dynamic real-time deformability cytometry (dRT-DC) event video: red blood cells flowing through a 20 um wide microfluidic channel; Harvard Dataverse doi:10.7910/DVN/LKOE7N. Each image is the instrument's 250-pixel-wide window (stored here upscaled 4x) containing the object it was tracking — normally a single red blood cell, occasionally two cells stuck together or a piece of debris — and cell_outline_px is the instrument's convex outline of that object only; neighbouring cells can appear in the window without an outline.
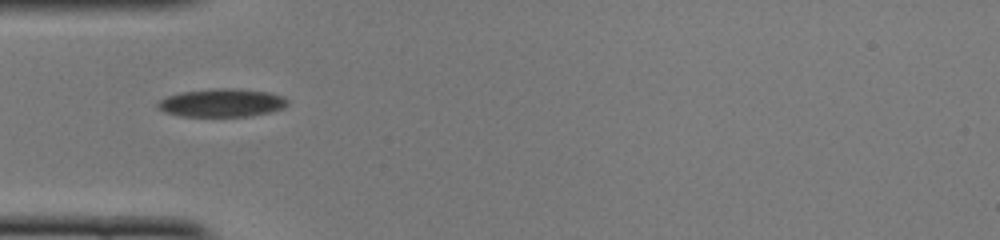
{"species": "common noctule bat (a hibernating species)", "species_latin": "Nyctalus noctula", "temperature_condition": "cold", "stored_images_in_passage": 39, "camera_frame_rate_fps": 3000, "um_per_image_px": 0.085, "animal": {"sex": "female", "body_mass_g": 22.0, "forearm_length_mm": 56.7}, "frame": {"image": 1, "passage_image": 1, "time_ms": 0.0, "image_size_px": [1000, 240], "cell_outline_px": [[288, 104], [284, 108], [252, 116], [180, 116], [164, 112], [156, 108], [156, 104], [160, 100], [168, 96], [180, 92], [216, 88], [232, 88], [268, 92], [280, 96], [288, 100]], "centroid_in_image_um": [18.82, 8.74], "position_along_channel_um": 66.2, "area_um2": 21.27}}
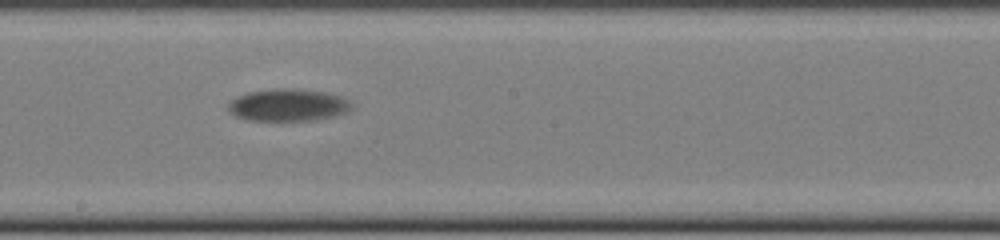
{"frame": {"image": 2, "passage_image": 14, "time_ms": 4.333, "image_size_px": [1000, 240], "cell_outline_px": [[352, 108], [348, 112], [332, 116], [312, 120], [248, 120], [236, 116], [228, 108], [228, 104], [232, 100], [248, 92], [276, 88], [292, 88], [324, 92], [344, 96], [352, 104]], "centroid_in_image_um": [24.53, 8.92], "position_along_channel_um": 223.7, "area_um2": 23.0}}
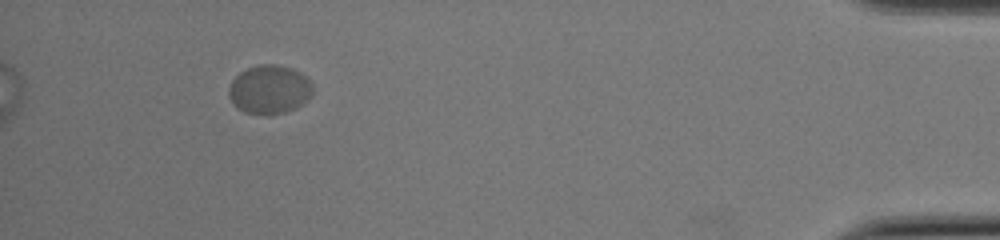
{"frame": {"image": 3, "passage_image": 35, "time_ms": 11.333, "image_size_px": [1000, 240], "cell_outline_px": [[312, 96], [308, 100], [296, 108], [284, 112], [244, 112], [232, 104], [228, 96], [228, 88], [232, 80], [240, 72], [248, 68], [260, 64], [276, 64], [292, 68], [308, 76], [312, 84]], "centroid_in_image_um": [22.92, 7.57], "position_along_channel_um": 412.3, "area_um2": 23.76}, "authors_computed_cell_mechanics": {"area_um2": 22.7154, "velocity_mm_per_s": 3.6449, "shape_relaxation_time_tau1_ms": 3.228, "shape_relaxation_time_tau2_ms": null, "deformation_change_tau1": 0.0819, "deformation_change_tau2": null}}